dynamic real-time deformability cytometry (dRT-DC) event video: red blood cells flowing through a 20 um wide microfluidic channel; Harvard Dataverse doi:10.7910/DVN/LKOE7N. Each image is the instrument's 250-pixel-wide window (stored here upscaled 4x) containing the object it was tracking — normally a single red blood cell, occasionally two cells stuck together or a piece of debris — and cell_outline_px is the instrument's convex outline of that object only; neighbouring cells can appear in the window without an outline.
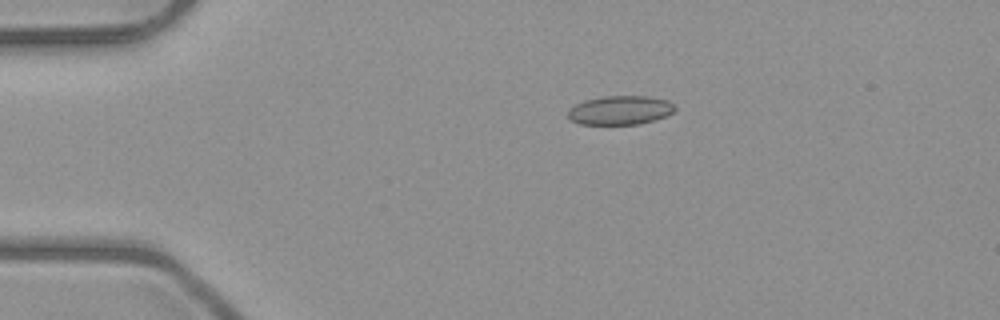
{"species": "common noctule bat (a hibernating species)", "species_latin": "Nyctalus noctula", "temperature_condition": "room temperature", "stored_images_in_passage": 3, "camera_frame_rate_fps": 3000, "um_per_image_px": 0.085, "animal": {"sex": "male", "body_mass_g": 23.1, "forearm_length_mm": 52.7}, "frame": {"image": 1, "passage_image": 1, "time_ms": 0.0, "image_size_px": [1000, 320], "cell_outline_px": [[676, 108], [672, 112], [664, 116], [640, 124], [580, 124], [572, 120], [568, 116], [568, 112], [576, 104], [584, 100], [604, 96], [648, 96], [668, 100]], "centroid_in_image_um": [52.71, 9.36], "position_along_channel_um": 32.3, "area_um2": 17.8}}
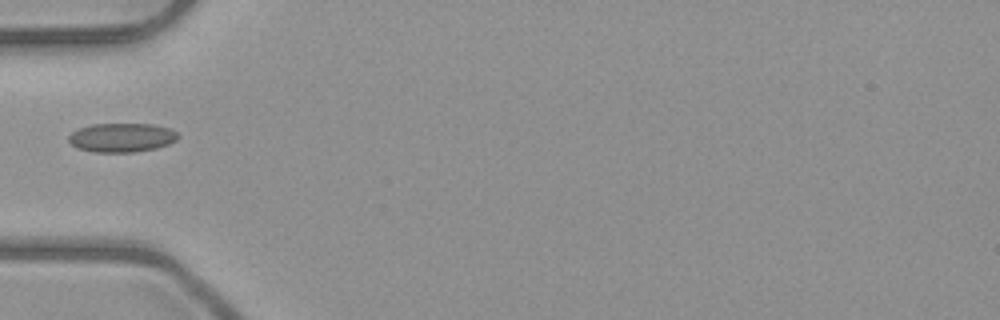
{"frame": {"image": 2, "passage_image": 3, "time_ms": 2.333, "image_size_px": [1000, 320], "cell_outline_px": [[180, 136], [176, 140], [168, 144], [156, 148], [132, 152], [92, 152], [80, 148], [72, 144], [68, 140], [68, 136], [72, 132], [80, 128], [92, 124], [152, 124], [168, 128], [176, 132]], "centroid_in_image_um": [10.35, 11.69], "position_along_channel_um": 74.6, "area_um2": 18.32}}